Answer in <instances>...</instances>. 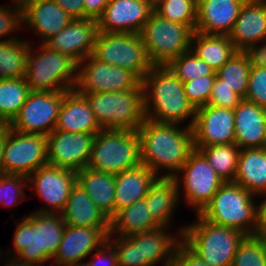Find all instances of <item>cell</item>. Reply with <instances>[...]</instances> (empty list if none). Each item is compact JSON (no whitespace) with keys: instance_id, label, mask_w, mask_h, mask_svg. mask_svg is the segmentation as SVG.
I'll use <instances>...</instances> for the list:
<instances>
[{"instance_id":"603a6c76","label":"cell","mask_w":266,"mask_h":266,"mask_svg":"<svg viewBox=\"0 0 266 266\" xmlns=\"http://www.w3.org/2000/svg\"><path fill=\"white\" fill-rule=\"evenodd\" d=\"M235 143L240 149L266 147V108L242 99L233 109Z\"/></svg>"},{"instance_id":"d4e9b609","label":"cell","mask_w":266,"mask_h":266,"mask_svg":"<svg viewBox=\"0 0 266 266\" xmlns=\"http://www.w3.org/2000/svg\"><path fill=\"white\" fill-rule=\"evenodd\" d=\"M54 130L69 133H98L102 128L87 99L73 89L63 97Z\"/></svg>"},{"instance_id":"60d3db41","label":"cell","mask_w":266,"mask_h":266,"mask_svg":"<svg viewBox=\"0 0 266 266\" xmlns=\"http://www.w3.org/2000/svg\"><path fill=\"white\" fill-rule=\"evenodd\" d=\"M111 239V235H108L107 241L117 253L118 266H151L146 260H141L140 242H134L129 236Z\"/></svg>"},{"instance_id":"ac0fdd59","label":"cell","mask_w":266,"mask_h":266,"mask_svg":"<svg viewBox=\"0 0 266 266\" xmlns=\"http://www.w3.org/2000/svg\"><path fill=\"white\" fill-rule=\"evenodd\" d=\"M98 25L96 19H73L62 31L53 35L44 44L72 58L79 64L94 51Z\"/></svg>"},{"instance_id":"4316f807","label":"cell","mask_w":266,"mask_h":266,"mask_svg":"<svg viewBox=\"0 0 266 266\" xmlns=\"http://www.w3.org/2000/svg\"><path fill=\"white\" fill-rule=\"evenodd\" d=\"M157 178L154 172L142 164L115 174L114 216L121 209L145 198Z\"/></svg>"},{"instance_id":"f1b7e54d","label":"cell","mask_w":266,"mask_h":266,"mask_svg":"<svg viewBox=\"0 0 266 266\" xmlns=\"http://www.w3.org/2000/svg\"><path fill=\"white\" fill-rule=\"evenodd\" d=\"M233 182L255 196L266 191V147L240 150Z\"/></svg>"},{"instance_id":"e575fe53","label":"cell","mask_w":266,"mask_h":266,"mask_svg":"<svg viewBox=\"0 0 266 266\" xmlns=\"http://www.w3.org/2000/svg\"><path fill=\"white\" fill-rule=\"evenodd\" d=\"M194 148L205 157L224 182L234 181L241 150L235 142Z\"/></svg>"},{"instance_id":"bcb514c9","label":"cell","mask_w":266,"mask_h":266,"mask_svg":"<svg viewBox=\"0 0 266 266\" xmlns=\"http://www.w3.org/2000/svg\"><path fill=\"white\" fill-rule=\"evenodd\" d=\"M8 7L0 6V37L8 36L11 32L22 28L23 5H12Z\"/></svg>"},{"instance_id":"8fae6325","label":"cell","mask_w":266,"mask_h":266,"mask_svg":"<svg viewBox=\"0 0 266 266\" xmlns=\"http://www.w3.org/2000/svg\"><path fill=\"white\" fill-rule=\"evenodd\" d=\"M179 173L183 176H179ZM173 178L178 187V197L181 196L180 191L183 187L186 202L194 210L196 209V214H200L204 210L224 184L223 179L196 149L190 154L187 161Z\"/></svg>"},{"instance_id":"1f68e13d","label":"cell","mask_w":266,"mask_h":266,"mask_svg":"<svg viewBox=\"0 0 266 266\" xmlns=\"http://www.w3.org/2000/svg\"><path fill=\"white\" fill-rule=\"evenodd\" d=\"M190 50L216 72L237 52L227 35H209L194 31Z\"/></svg>"},{"instance_id":"11a10c76","label":"cell","mask_w":266,"mask_h":266,"mask_svg":"<svg viewBox=\"0 0 266 266\" xmlns=\"http://www.w3.org/2000/svg\"><path fill=\"white\" fill-rule=\"evenodd\" d=\"M8 126H9V124L0 115V131L3 129H6Z\"/></svg>"},{"instance_id":"f6af8a7d","label":"cell","mask_w":266,"mask_h":266,"mask_svg":"<svg viewBox=\"0 0 266 266\" xmlns=\"http://www.w3.org/2000/svg\"><path fill=\"white\" fill-rule=\"evenodd\" d=\"M241 100L242 98L233 92L227 85L223 84V80L216 75V80L207 105L234 109Z\"/></svg>"},{"instance_id":"8d00e7d4","label":"cell","mask_w":266,"mask_h":266,"mask_svg":"<svg viewBox=\"0 0 266 266\" xmlns=\"http://www.w3.org/2000/svg\"><path fill=\"white\" fill-rule=\"evenodd\" d=\"M250 69L247 55L237 51L216 74L223 80V84L244 99L247 94Z\"/></svg>"},{"instance_id":"30bf717a","label":"cell","mask_w":266,"mask_h":266,"mask_svg":"<svg viewBox=\"0 0 266 266\" xmlns=\"http://www.w3.org/2000/svg\"><path fill=\"white\" fill-rule=\"evenodd\" d=\"M92 54L109 65L130 70L140 80L153 67L138 33L99 32Z\"/></svg>"},{"instance_id":"4dcf8cb0","label":"cell","mask_w":266,"mask_h":266,"mask_svg":"<svg viewBox=\"0 0 266 266\" xmlns=\"http://www.w3.org/2000/svg\"><path fill=\"white\" fill-rule=\"evenodd\" d=\"M178 201V187L173 177H158L145 196V204L152 218L160 226L166 227L172 220Z\"/></svg>"},{"instance_id":"7c38bea8","label":"cell","mask_w":266,"mask_h":266,"mask_svg":"<svg viewBox=\"0 0 266 266\" xmlns=\"http://www.w3.org/2000/svg\"><path fill=\"white\" fill-rule=\"evenodd\" d=\"M142 89L141 80L130 70L109 65L93 54L78 64L77 84L79 94L120 92Z\"/></svg>"},{"instance_id":"5b68a950","label":"cell","mask_w":266,"mask_h":266,"mask_svg":"<svg viewBox=\"0 0 266 266\" xmlns=\"http://www.w3.org/2000/svg\"><path fill=\"white\" fill-rule=\"evenodd\" d=\"M255 195L234 182H224L211 202L199 214L219 226L239 230L247 236L257 235Z\"/></svg>"},{"instance_id":"ffe728a7","label":"cell","mask_w":266,"mask_h":266,"mask_svg":"<svg viewBox=\"0 0 266 266\" xmlns=\"http://www.w3.org/2000/svg\"><path fill=\"white\" fill-rule=\"evenodd\" d=\"M103 227H75L66 225L56 256L55 265L66 266L87 258L108 239Z\"/></svg>"},{"instance_id":"6125c7cd","label":"cell","mask_w":266,"mask_h":266,"mask_svg":"<svg viewBox=\"0 0 266 266\" xmlns=\"http://www.w3.org/2000/svg\"><path fill=\"white\" fill-rule=\"evenodd\" d=\"M154 1H155V6H156L159 2L164 1V0H154Z\"/></svg>"},{"instance_id":"4fadbf2b","label":"cell","mask_w":266,"mask_h":266,"mask_svg":"<svg viewBox=\"0 0 266 266\" xmlns=\"http://www.w3.org/2000/svg\"><path fill=\"white\" fill-rule=\"evenodd\" d=\"M47 164L46 135L21 133L7 127L3 174L29 177L38 168Z\"/></svg>"},{"instance_id":"3957f363","label":"cell","mask_w":266,"mask_h":266,"mask_svg":"<svg viewBox=\"0 0 266 266\" xmlns=\"http://www.w3.org/2000/svg\"><path fill=\"white\" fill-rule=\"evenodd\" d=\"M141 85L146 119L180 126L191 118L188 126L192 127L196 109L185 95L184 83L167 66H153Z\"/></svg>"},{"instance_id":"db71d44e","label":"cell","mask_w":266,"mask_h":266,"mask_svg":"<svg viewBox=\"0 0 266 266\" xmlns=\"http://www.w3.org/2000/svg\"><path fill=\"white\" fill-rule=\"evenodd\" d=\"M7 128L0 131V175L3 174L2 164L6 146Z\"/></svg>"},{"instance_id":"d590c367","label":"cell","mask_w":266,"mask_h":266,"mask_svg":"<svg viewBox=\"0 0 266 266\" xmlns=\"http://www.w3.org/2000/svg\"><path fill=\"white\" fill-rule=\"evenodd\" d=\"M30 92L25 77L0 79V115L8 124L25 104Z\"/></svg>"},{"instance_id":"cb8c5ba5","label":"cell","mask_w":266,"mask_h":266,"mask_svg":"<svg viewBox=\"0 0 266 266\" xmlns=\"http://www.w3.org/2000/svg\"><path fill=\"white\" fill-rule=\"evenodd\" d=\"M228 36L236 50L242 52L255 43L266 41V1L245 2Z\"/></svg>"},{"instance_id":"83f0119b","label":"cell","mask_w":266,"mask_h":266,"mask_svg":"<svg viewBox=\"0 0 266 266\" xmlns=\"http://www.w3.org/2000/svg\"><path fill=\"white\" fill-rule=\"evenodd\" d=\"M167 229L166 226H160L129 236L134 242H140L141 260H146L151 266H156L159 262L163 266L172 265L175 249L182 240L179 234L178 239L176 235L167 232Z\"/></svg>"},{"instance_id":"c3c4849f","label":"cell","mask_w":266,"mask_h":266,"mask_svg":"<svg viewBox=\"0 0 266 266\" xmlns=\"http://www.w3.org/2000/svg\"><path fill=\"white\" fill-rule=\"evenodd\" d=\"M171 266H210L194 254L182 241L177 245Z\"/></svg>"},{"instance_id":"d6986e66","label":"cell","mask_w":266,"mask_h":266,"mask_svg":"<svg viewBox=\"0 0 266 266\" xmlns=\"http://www.w3.org/2000/svg\"><path fill=\"white\" fill-rule=\"evenodd\" d=\"M154 10L137 0H109L97 18L98 31L104 33H140Z\"/></svg>"},{"instance_id":"9f6ffc18","label":"cell","mask_w":266,"mask_h":266,"mask_svg":"<svg viewBox=\"0 0 266 266\" xmlns=\"http://www.w3.org/2000/svg\"><path fill=\"white\" fill-rule=\"evenodd\" d=\"M137 1L148 4L154 10V7H155V1L154 0H137Z\"/></svg>"},{"instance_id":"816d5d0a","label":"cell","mask_w":266,"mask_h":266,"mask_svg":"<svg viewBox=\"0 0 266 266\" xmlns=\"http://www.w3.org/2000/svg\"><path fill=\"white\" fill-rule=\"evenodd\" d=\"M109 0H84L85 19H96L102 14Z\"/></svg>"},{"instance_id":"8992f818","label":"cell","mask_w":266,"mask_h":266,"mask_svg":"<svg viewBox=\"0 0 266 266\" xmlns=\"http://www.w3.org/2000/svg\"><path fill=\"white\" fill-rule=\"evenodd\" d=\"M81 95L102 129L137 131L146 119L143 89Z\"/></svg>"},{"instance_id":"681fc988","label":"cell","mask_w":266,"mask_h":266,"mask_svg":"<svg viewBox=\"0 0 266 266\" xmlns=\"http://www.w3.org/2000/svg\"><path fill=\"white\" fill-rule=\"evenodd\" d=\"M244 53L247 55L251 67H266V41L255 43L247 48Z\"/></svg>"},{"instance_id":"7a4b0ae2","label":"cell","mask_w":266,"mask_h":266,"mask_svg":"<svg viewBox=\"0 0 266 266\" xmlns=\"http://www.w3.org/2000/svg\"><path fill=\"white\" fill-rule=\"evenodd\" d=\"M17 225L12 239L16 255L5 266H45L53 260L66 228L61 213L32 212Z\"/></svg>"},{"instance_id":"836d02e7","label":"cell","mask_w":266,"mask_h":266,"mask_svg":"<svg viewBox=\"0 0 266 266\" xmlns=\"http://www.w3.org/2000/svg\"><path fill=\"white\" fill-rule=\"evenodd\" d=\"M30 47V42L16 36L0 40V79L25 77Z\"/></svg>"},{"instance_id":"f907efd6","label":"cell","mask_w":266,"mask_h":266,"mask_svg":"<svg viewBox=\"0 0 266 266\" xmlns=\"http://www.w3.org/2000/svg\"><path fill=\"white\" fill-rule=\"evenodd\" d=\"M72 19H85L84 0H54Z\"/></svg>"},{"instance_id":"2e32d148","label":"cell","mask_w":266,"mask_h":266,"mask_svg":"<svg viewBox=\"0 0 266 266\" xmlns=\"http://www.w3.org/2000/svg\"><path fill=\"white\" fill-rule=\"evenodd\" d=\"M95 134L52 131L47 135L48 164L76 172L86 168Z\"/></svg>"},{"instance_id":"ba28073f","label":"cell","mask_w":266,"mask_h":266,"mask_svg":"<svg viewBox=\"0 0 266 266\" xmlns=\"http://www.w3.org/2000/svg\"><path fill=\"white\" fill-rule=\"evenodd\" d=\"M140 164L137 131L102 129L95 134L88 168L118 174Z\"/></svg>"},{"instance_id":"f546056e","label":"cell","mask_w":266,"mask_h":266,"mask_svg":"<svg viewBox=\"0 0 266 266\" xmlns=\"http://www.w3.org/2000/svg\"><path fill=\"white\" fill-rule=\"evenodd\" d=\"M77 183L110 220L114 217L115 174L91 168L77 171Z\"/></svg>"},{"instance_id":"680465c9","label":"cell","mask_w":266,"mask_h":266,"mask_svg":"<svg viewBox=\"0 0 266 266\" xmlns=\"http://www.w3.org/2000/svg\"><path fill=\"white\" fill-rule=\"evenodd\" d=\"M257 235L261 237V239L264 241V244L266 246V232H257Z\"/></svg>"},{"instance_id":"ab89813d","label":"cell","mask_w":266,"mask_h":266,"mask_svg":"<svg viewBox=\"0 0 266 266\" xmlns=\"http://www.w3.org/2000/svg\"><path fill=\"white\" fill-rule=\"evenodd\" d=\"M231 266H266V246L259 235L244 238Z\"/></svg>"},{"instance_id":"f5cc1de1","label":"cell","mask_w":266,"mask_h":266,"mask_svg":"<svg viewBox=\"0 0 266 266\" xmlns=\"http://www.w3.org/2000/svg\"><path fill=\"white\" fill-rule=\"evenodd\" d=\"M266 196V191L259 193V196ZM257 206V232H266V198Z\"/></svg>"},{"instance_id":"e0dca14e","label":"cell","mask_w":266,"mask_h":266,"mask_svg":"<svg viewBox=\"0 0 266 266\" xmlns=\"http://www.w3.org/2000/svg\"><path fill=\"white\" fill-rule=\"evenodd\" d=\"M233 109L206 105L196 109L192 125L194 147L231 144L235 142Z\"/></svg>"},{"instance_id":"9a60e30c","label":"cell","mask_w":266,"mask_h":266,"mask_svg":"<svg viewBox=\"0 0 266 266\" xmlns=\"http://www.w3.org/2000/svg\"><path fill=\"white\" fill-rule=\"evenodd\" d=\"M36 193L47 203L36 213H61L69 198L72 187L77 183V172L47 164L28 177ZM34 186V187H33Z\"/></svg>"},{"instance_id":"7bdbcfd3","label":"cell","mask_w":266,"mask_h":266,"mask_svg":"<svg viewBox=\"0 0 266 266\" xmlns=\"http://www.w3.org/2000/svg\"><path fill=\"white\" fill-rule=\"evenodd\" d=\"M216 76H203L184 82V92L195 109L207 105Z\"/></svg>"},{"instance_id":"6f0895ef","label":"cell","mask_w":266,"mask_h":266,"mask_svg":"<svg viewBox=\"0 0 266 266\" xmlns=\"http://www.w3.org/2000/svg\"><path fill=\"white\" fill-rule=\"evenodd\" d=\"M66 266H89L88 262L86 261H79V262H76V263H73V264H68Z\"/></svg>"},{"instance_id":"52a82bcc","label":"cell","mask_w":266,"mask_h":266,"mask_svg":"<svg viewBox=\"0 0 266 266\" xmlns=\"http://www.w3.org/2000/svg\"><path fill=\"white\" fill-rule=\"evenodd\" d=\"M27 57L25 80L30 91L61 92L75 89L78 64L69 56L51 50L45 44Z\"/></svg>"},{"instance_id":"6da1fadb","label":"cell","mask_w":266,"mask_h":266,"mask_svg":"<svg viewBox=\"0 0 266 266\" xmlns=\"http://www.w3.org/2000/svg\"><path fill=\"white\" fill-rule=\"evenodd\" d=\"M145 119L138 128L140 161L158 177H173L195 150L192 128ZM168 170L159 175V170ZM164 174V175H163Z\"/></svg>"},{"instance_id":"91938a15","label":"cell","mask_w":266,"mask_h":266,"mask_svg":"<svg viewBox=\"0 0 266 266\" xmlns=\"http://www.w3.org/2000/svg\"><path fill=\"white\" fill-rule=\"evenodd\" d=\"M14 2L12 3V4H14L15 3V6L16 5H23V3H24V0H13Z\"/></svg>"},{"instance_id":"d6a6232c","label":"cell","mask_w":266,"mask_h":266,"mask_svg":"<svg viewBox=\"0 0 266 266\" xmlns=\"http://www.w3.org/2000/svg\"><path fill=\"white\" fill-rule=\"evenodd\" d=\"M160 225L152 218L145 204V198L136 201L116 213L110 220V234L130 236L135 233L154 230Z\"/></svg>"},{"instance_id":"9c48e42d","label":"cell","mask_w":266,"mask_h":266,"mask_svg":"<svg viewBox=\"0 0 266 266\" xmlns=\"http://www.w3.org/2000/svg\"><path fill=\"white\" fill-rule=\"evenodd\" d=\"M193 33L188 25L171 22L153 11L139 34L151 64L167 66L190 51Z\"/></svg>"},{"instance_id":"74e56055","label":"cell","mask_w":266,"mask_h":266,"mask_svg":"<svg viewBox=\"0 0 266 266\" xmlns=\"http://www.w3.org/2000/svg\"><path fill=\"white\" fill-rule=\"evenodd\" d=\"M154 12L171 22L188 25L193 31L197 23V0H164Z\"/></svg>"},{"instance_id":"5bb4252c","label":"cell","mask_w":266,"mask_h":266,"mask_svg":"<svg viewBox=\"0 0 266 266\" xmlns=\"http://www.w3.org/2000/svg\"><path fill=\"white\" fill-rule=\"evenodd\" d=\"M67 92L31 91L25 104L9 123V128L21 133L49 135L56 127Z\"/></svg>"},{"instance_id":"b9f144b4","label":"cell","mask_w":266,"mask_h":266,"mask_svg":"<svg viewBox=\"0 0 266 266\" xmlns=\"http://www.w3.org/2000/svg\"><path fill=\"white\" fill-rule=\"evenodd\" d=\"M26 183H28V177L23 175H0V203L11 207L21 203L26 198V192L23 191L25 186H29Z\"/></svg>"},{"instance_id":"7402d4cb","label":"cell","mask_w":266,"mask_h":266,"mask_svg":"<svg viewBox=\"0 0 266 266\" xmlns=\"http://www.w3.org/2000/svg\"><path fill=\"white\" fill-rule=\"evenodd\" d=\"M73 19L54 0H24L23 21L44 44Z\"/></svg>"},{"instance_id":"484cf974","label":"cell","mask_w":266,"mask_h":266,"mask_svg":"<svg viewBox=\"0 0 266 266\" xmlns=\"http://www.w3.org/2000/svg\"><path fill=\"white\" fill-rule=\"evenodd\" d=\"M61 216L66 225L103 227L110 234V219L93 203L78 183L72 187Z\"/></svg>"},{"instance_id":"f35d334b","label":"cell","mask_w":266,"mask_h":266,"mask_svg":"<svg viewBox=\"0 0 266 266\" xmlns=\"http://www.w3.org/2000/svg\"><path fill=\"white\" fill-rule=\"evenodd\" d=\"M167 67L183 83L203 76H216V71L191 50L172 60Z\"/></svg>"},{"instance_id":"277c9868","label":"cell","mask_w":266,"mask_h":266,"mask_svg":"<svg viewBox=\"0 0 266 266\" xmlns=\"http://www.w3.org/2000/svg\"><path fill=\"white\" fill-rule=\"evenodd\" d=\"M197 222L178 230L182 242L210 266H231L240 243L247 236L239 230L219 226L196 214Z\"/></svg>"},{"instance_id":"94428289","label":"cell","mask_w":266,"mask_h":266,"mask_svg":"<svg viewBox=\"0 0 266 266\" xmlns=\"http://www.w3.org/2000/svg\"><path fill=\"white\" fill-rule=\"evenodd\" d=\"M245 2H264L266 0H244Z\"/></svg>"},{"instance_id":"44dd1931","label":"cell","mask_w":266,"mask_h":266,"mask_svg":"<svg viewBox=\"0 0 266 266\" xmlns=\"http://www.w3.org/2000/svg\"><path fill=\"white\" fill-rule=\"evenodd\" d=\"M244 0H197L196 32L229 35Z\"/></svg>"},{"instance_id":"ee69618b","label":"cell","mask_w":266,"mask_h":266,"mask_svg":"<svg viewBox=\"0 0 266 266\" xmlns=\"http://www.w3.org/2000/svg\"><path fill=\"white\" fill-rule=\"evenodd\" d=\"M244 99L266 108V67H251Z\"/></svg>"},{"instance_id":"7dc6e473","label":"cell","mask_w":266,"mask_h":266,"mask_svg":"<svg viewBox=\"0 0 266 266\" xmlns=\"http://www.w3.org/2000/svg\"><path fill=\"white\" fill-rule=\"evenodd\" d=\"M94 252L92 255L93 258L87 261L89 266H118L117 253L108 241Z\"/></svg>"}]
</instances>
